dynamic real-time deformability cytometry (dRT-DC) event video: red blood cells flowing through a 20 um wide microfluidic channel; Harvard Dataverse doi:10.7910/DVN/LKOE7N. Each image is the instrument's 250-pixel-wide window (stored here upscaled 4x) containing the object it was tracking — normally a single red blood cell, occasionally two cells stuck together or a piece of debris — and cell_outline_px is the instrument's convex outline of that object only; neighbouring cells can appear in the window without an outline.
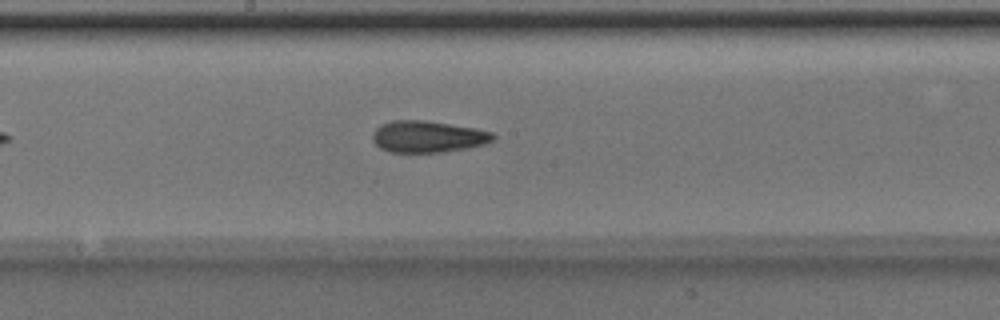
{"species": "Egyptian fruit bat (a non-hibernating species)", "species_latin": "Rousettus aegyptiacus", "temperature_condition": "room temperature", "stored_images_in_passage": 24, "camera_frame_rate_fps": 3000, "um_per_image_px": 0.085, "animal": {"sex": "male"}, "frame": {"image": 1, "passage_image": 17, "time_ms": 5.333, "image_size_px": [1000, 320], "cell_outline_px": [[496, 140], [484, 144], [444, 152], [388, 152], [380, 148], [372, 140], [372, 132], [380, 124], [392, 120], [424, 120], [476, 128], [492, 132], [496, 136]], "centroid_in_image_um": [36.35, 11.61], "position_along_channel_um": 211.9, "area_um2": 22.37}}